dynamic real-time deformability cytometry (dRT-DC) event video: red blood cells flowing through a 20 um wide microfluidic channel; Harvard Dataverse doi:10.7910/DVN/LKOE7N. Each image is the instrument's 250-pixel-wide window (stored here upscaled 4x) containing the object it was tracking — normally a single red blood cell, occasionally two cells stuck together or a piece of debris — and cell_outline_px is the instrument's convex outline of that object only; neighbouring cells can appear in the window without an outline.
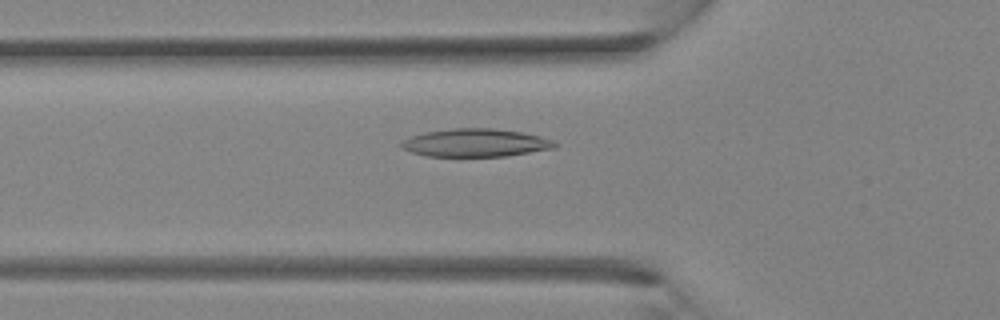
{"species": "Egyptian fruit bat (a non-hibernating species)", "species_latin": "Rousettus aegyptiacus", "temperature_condition": "room temperature", "stored_images_in_passage": 30, "camera_frame_rate_fps": 3000, "um_per_image_px": 0.085, "animal": {"sex": "female"}, "frame": {"image": 1, "passage_image": 8, "time_ms": 2.333, "image_size_px": [1000, 320], "cell_outline_px": [[556, 148], [504, 156], [428, 156], [412, 152], [400, 148], [400, 144], [404, 140], [412, 136], [424, 132], [452, 128], [492, 128], [524, 132], [540, 136], [552, 140], [556, 144]], "centroid_in_image_um": [40.42, 12.13], "position_along_channel_um": 85.4, "area_um2": 24.97}}
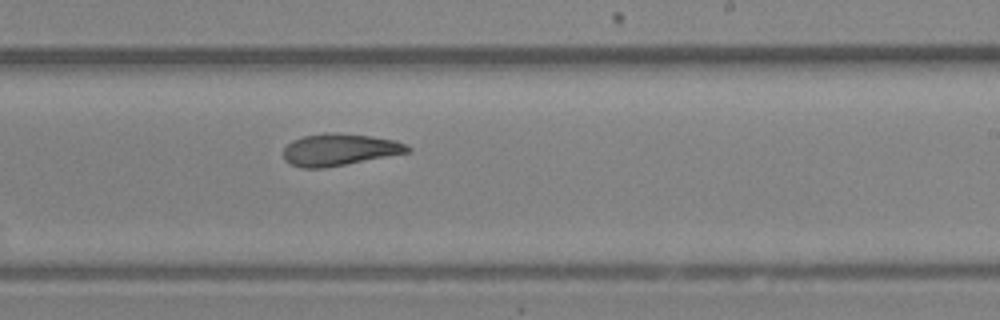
{"frame": {"image": 2, "passage_image": 17, "time_ms": 5.333, "image_size_px": [1000, 320], "cell_outline_px": [[412, 152], [324, 168], [300, 168], [284, 160], [284, 148], [292, 140], [304, 136], [324, 132], [332, 132], [368, 136], [396, 140], [412, 148]], "centroid_in_image_um": [28.86, 12.72], "position_along_channel_um": 260.1, "area_um2": 23.12}}
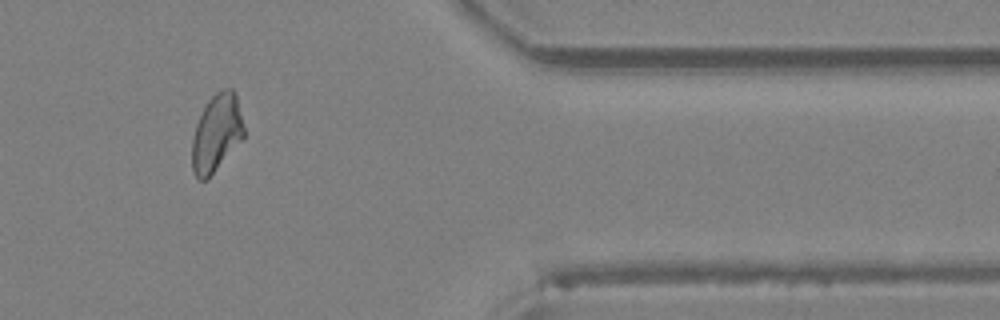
{"frame": {"image": 3, "passage_image": 25, "time_ms": 8.0, "image_size_px": [1000, 320], "cell_outline_px": [[244, 136], [208, 180], [200, 180], [192, 172], [192, 140], [196, 124], [208, 100], [220, 88], [232, 88], [236, 96], [244, 128]], "centroid_in_image_um": [18.39, 11.32], "position_along_channel_um": 393.0, "area_um2": 23.24}}